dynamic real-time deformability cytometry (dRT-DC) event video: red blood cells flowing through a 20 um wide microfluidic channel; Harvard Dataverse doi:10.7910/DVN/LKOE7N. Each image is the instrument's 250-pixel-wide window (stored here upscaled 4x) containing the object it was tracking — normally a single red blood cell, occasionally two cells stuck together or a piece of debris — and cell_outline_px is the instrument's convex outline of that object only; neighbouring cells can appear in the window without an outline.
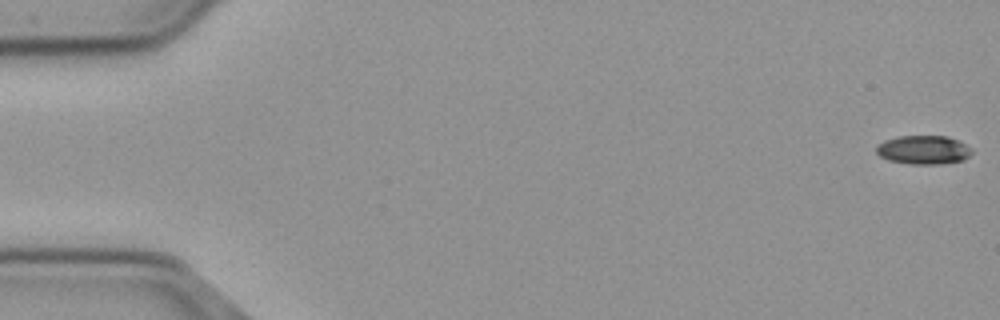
{"species": "common noctule bat (a hibernating species)", "species_latin": "Nyctalus noctula", "temperature_condition": "cold", "stored_images_in_passage": 56, "camera_frame_rate_fps": 3000, "um_per_image_px": 0.085, "animal": {"sex": "male", "body_mass_g": 23.1, "forearm_length_mm": 52.7}, "frame": {"image": 1, "passage_image": 1, "time_ms": 0.0, "image_size_px": [1000, 320], "cell_outline_px": [[972, 152], [964, 160], [940, 164], [908, 164], [888, 160], [880, 156], [876, 152], [876, 144], [884, 140], [900, 136], [948, 136], [960, 140], [972, 148]], "centroid_in_image_um": [78.5, 12.73], "position_along_channel_um": 6.5, "area_um2": 16.24}}
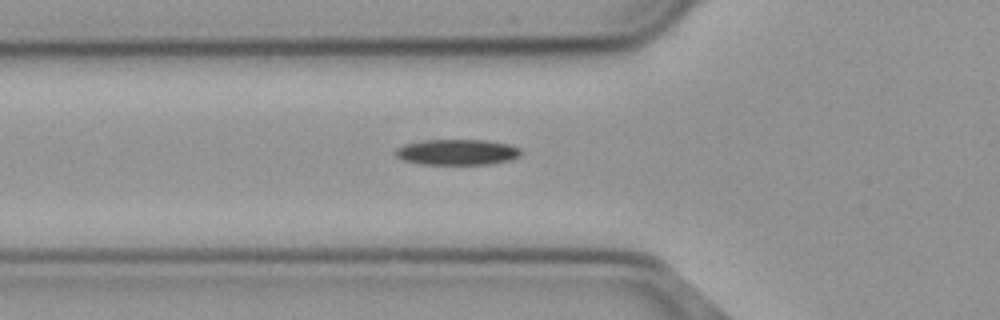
{"frame": {"image": 2, "passage_image": 20, "time_ms": 6.333, "image_size_px": [1000, 320], "cell_outline_px": [[520, 156], [512, 160], [488, 164], [424, 164], [404, 160], [396, 156], [392, 152], [396, 148], [404, 144], [424, 140], [484, 140], [508, 144], [520, 148]], "centroid_in_image_um": [38.84, 12.93], "position_along_channel_um": 87.0, "area_um2": 18.79}}
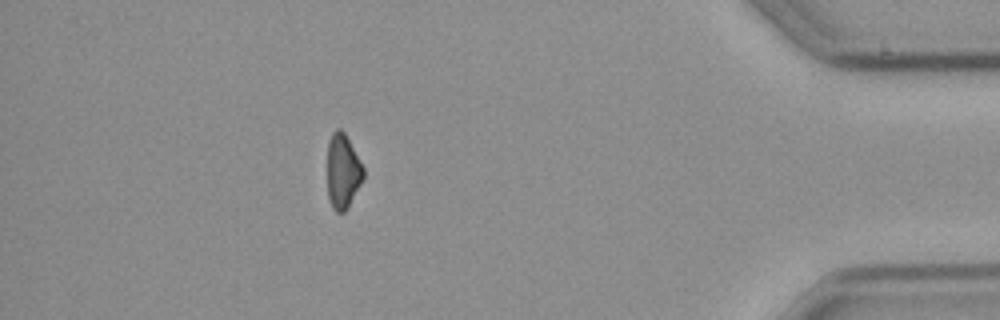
{"frame": {"image": 3, "passage_image": 50, "time_ms": 16.333, "image_size_px": [1000, 320], "cell_outline_px": [[364, 176], [348, 208], [344, 212], [336, 212], [332, 208], [328, 196], [328, 140], [332, 132], [336, 128], [340, 128], [344, 132], [364, 168]], "centroid_in_image_um": [29.13, 14.56], "position_along_channel_um": 406.1, "area_um2": 15.61}, "authors_computed_cell_mechanics": {"area_um2": 17.051, "velocity_mm_per_s": 3.6985, "shape_relaxation_time_tau1_ms": 4.5633, "shape_relaxation_time_tau2_ms": null, "deformation_change_tau1": 0.1153, "deformation_change_tau2": null}}